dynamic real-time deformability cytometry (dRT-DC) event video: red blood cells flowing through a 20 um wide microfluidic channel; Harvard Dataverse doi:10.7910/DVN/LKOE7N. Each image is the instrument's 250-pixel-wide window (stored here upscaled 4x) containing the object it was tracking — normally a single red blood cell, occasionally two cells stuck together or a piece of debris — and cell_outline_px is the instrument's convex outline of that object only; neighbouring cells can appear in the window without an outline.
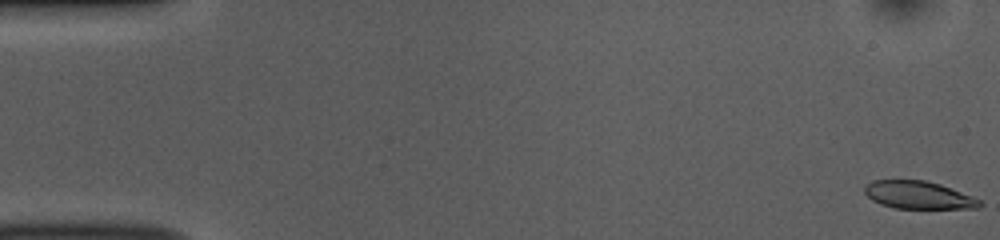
{"species": "common noctule bat (a hibernating species)", "species_latin": "Nyctalus noctula", "temperature_condition": "room temperature", "stored_images_in_passage": 53, "camera_frame_rate_fps": 3000, "um_per_image_px": 0.085, "animal": {"sex": "female", "body_mass_g": 10.0, "forearm_length_mm": 53.1}, "frame": {"image": 1, "passage_image": 1, "time_ms": 0.0, "image_size_px": [1000, 240], "cell_outline_px": [[984, 204], [980, 208], [896, 208], [880, 204], [872, 200], [864, 192], [864, 184], [872, 180], [924, 180], [940, 184], [972, 196], [980, 200]], "centroid_in_image_um": [78.05, 16.57], "position_along_channel_um": 6.9, "area_um2": 18.61}}
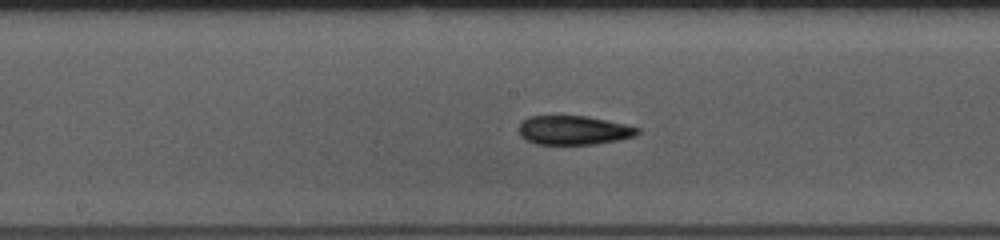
{"frame": {"image": 2, "passage_image": 27, "time_ms": 8.667, "image_size_px": [1000, 240], "cell_outline_px": [[640, 132], [636, 136], [596, 144], [536, 144], [520, 136], [520, 124], [528, 116], [588, 116], [624, 124], [640, 128]], "centroid_in_image_um": [48.78, 11.07], "position_along_channel_um": 199.4, "area_um2": 19.94}}
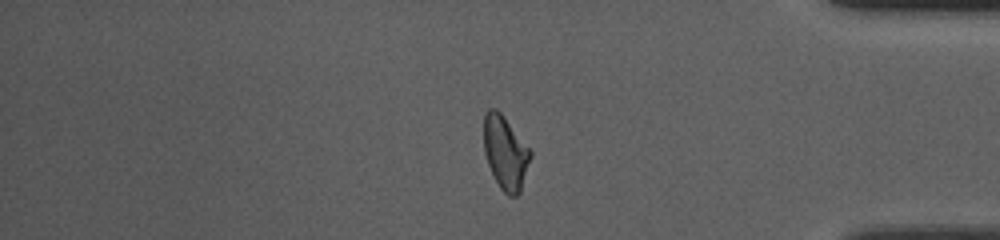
{"frame": {"image": 3, "passage_image": 44, "time_ms": 14.333, "image_size_px": [1000, 240], "cell_outline_px": [[532, 156], [520, 192], [516, 196], [508, 196], [500, 188], [488, 164], [484, 152], [484, 112], [488, 108], [496, 108], [504, 116], [532, 152]], "centroid_in_image_um": [42.95, 12.96], "position_along_channel_um": 392.2, "area_um2": 19.94}}